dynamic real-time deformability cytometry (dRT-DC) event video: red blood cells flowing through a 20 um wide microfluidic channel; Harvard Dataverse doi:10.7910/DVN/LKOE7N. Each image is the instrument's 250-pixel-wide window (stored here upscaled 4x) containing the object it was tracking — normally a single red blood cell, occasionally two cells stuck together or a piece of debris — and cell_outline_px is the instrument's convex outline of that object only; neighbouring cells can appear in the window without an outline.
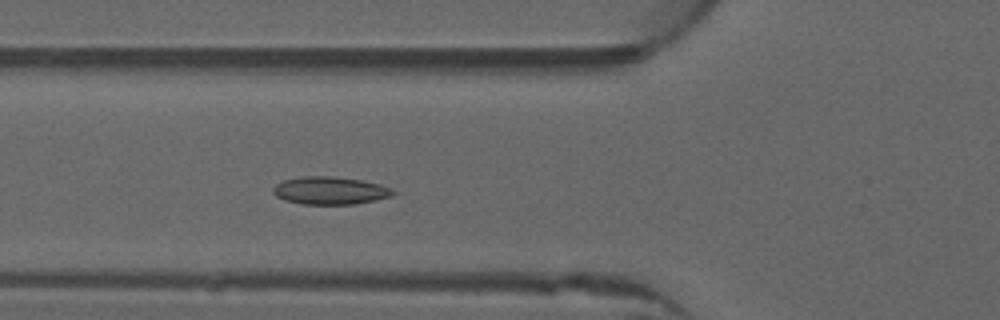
{"species": "common noctule bat (a hibernating species)", "species_latin": "Nyctalus noctula", "temperature_condition": "warm", "stored_images_in_passage": 44, "camera_frame_rate_fps": 3000, "um_per_image_px": 0.085, "animal": {"sex": "male", "forearm_length_mm": 52.5}, "frame": {"image": 1, "passage_image": 11, "time_ms": 3.333, "image_size_px": [1000, 320], "cell_outline_px": [[396, 192], [392, 196], [376, 200], [356, 204], [300, 204], [284, 200], [276, 196], [272, 192], [272, 188], [276, 184], [284, 180], [304, 176], [328, 176], [360, 180], [380, 184]], "centroid_in_image_um": [28.02, 16.21], "position_along_channel_um": 97.8, "area_um2": 19.31}}
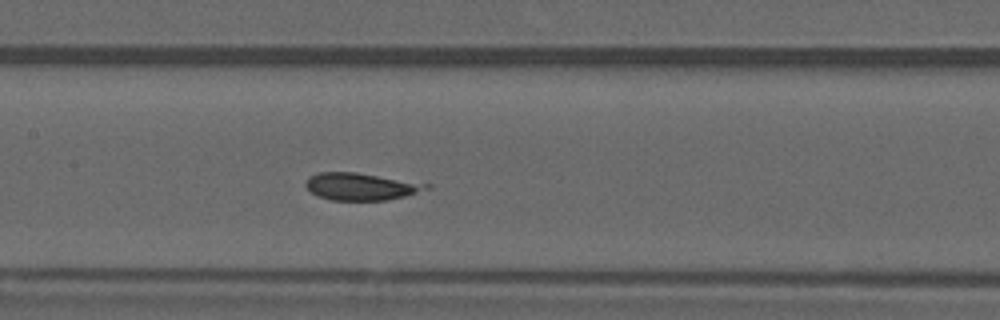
{"frame": {"image": 2, "passage_image": 17, "time_ms": 5.333, "image_size_px": [1000, 320], "cell_outline_px": [[432, 188], [404, 196], [388, 200], [332, 200], [316, 196], [304, 184], [308, 176], [320, 172], [356, 172], [432, 184]], "centroid_in_image_um": [30.69, 15.85], "position_along_channel_um": 176.7, "area_um2": 19.25}}
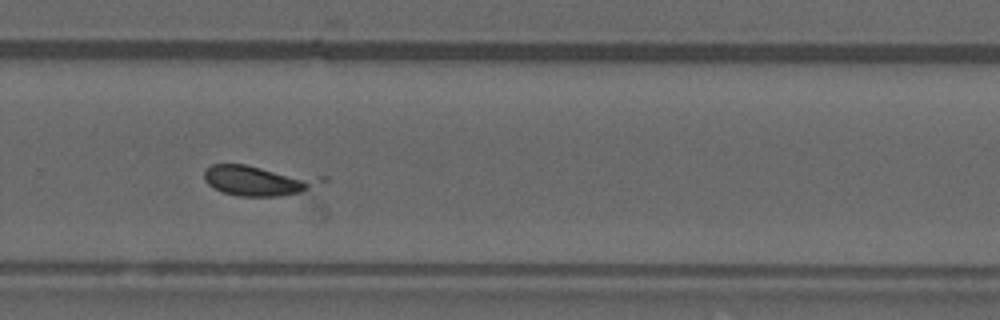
{"frame": {"image": 3, "passage_image": 27, "time_ms": 8.667, "image_size_px": [1000, 320], "cell_outline_px": [[328, 180], [300, 192], [280, 196], [236, 196], [224, 192], [208, 184], [204, 180], [204, 168], [212, 164], [244, 164], [328, 176]], "centroid_in_image_um": [22.01, 15.31], "position_along_channel_um": 307.8, "area_um2": 21.1}}